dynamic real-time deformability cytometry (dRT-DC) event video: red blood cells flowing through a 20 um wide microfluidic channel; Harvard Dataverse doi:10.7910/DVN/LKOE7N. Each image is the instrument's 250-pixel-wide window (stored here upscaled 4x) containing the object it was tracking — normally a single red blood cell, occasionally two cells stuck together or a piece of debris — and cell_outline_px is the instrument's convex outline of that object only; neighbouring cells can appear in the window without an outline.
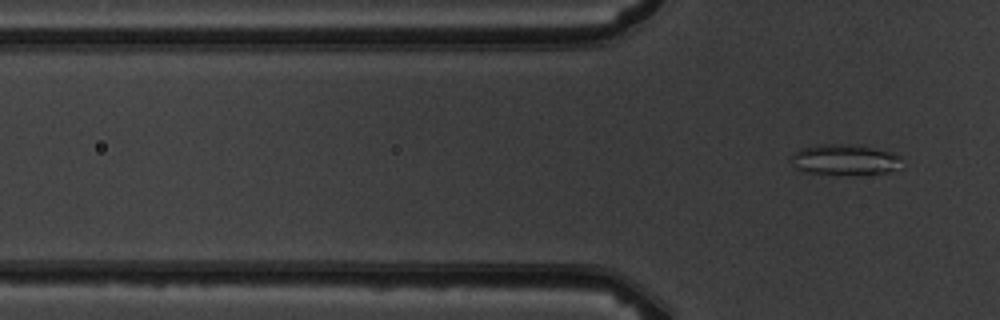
{"species": "common noctule bat (a hibernating species)", "species_latin": "Nyctalus noctula", "temperature_condition": "warm", "stored_images_in_passage": 5, "segment_of_instrument_passage": [2, 2], "camera_frame_rate_fps": 3000, "um_per_image_px": 0.085, "animal": {"sex": "male", "body_mass_g": 19.5, "forearm_length_mm": 54.6}, "frame": {"image": 1, "passage_image": 5, "time_ms": 6.333, "image_size_px": [1000, 320], "cell_outline_px": [[904, 168], [888, 172], [856, 176], [800, 172], [796, 168], [792, 156], [792, 152], [800, 148], [816, 144], [856, 144], [892, 152], [900, 156]], "centroid_in_image_um": [71.86, 13.59], "position_along_channel_um": 53.9, "area_um2": 20.63}}